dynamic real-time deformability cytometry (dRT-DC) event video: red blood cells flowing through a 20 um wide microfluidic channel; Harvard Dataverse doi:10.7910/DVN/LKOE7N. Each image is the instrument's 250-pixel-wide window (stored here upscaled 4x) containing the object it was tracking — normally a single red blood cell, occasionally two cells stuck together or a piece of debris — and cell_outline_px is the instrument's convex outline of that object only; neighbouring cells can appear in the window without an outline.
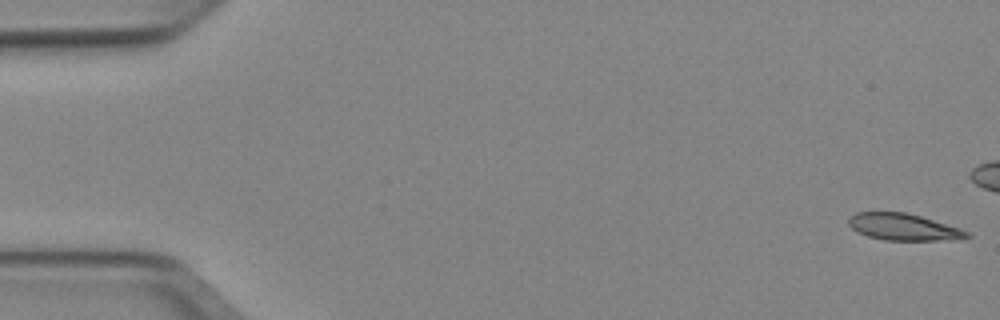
{"species": "Egyptian fruit bat (a non-hibernating species)", "species_latin": "Rousettus aegyptiacus", "temperature_condition": "cold", "stored_images_in_passage": 13, "camera_frame_rate_fps": 3000, "um_per_image_px": 0.085, "animal": {"sex": "female"}, "frame": {"image": 1, "passage_image": 1, "time_ms": 0.0, "image_size_px": [1000, 320], "cell_outline_px": [[972, 236], [940, 240], [884, 240], [868, 236], [856, 232], [848, 224], [848, 220], [856, 212], [904, 212], [920, 216], [960, 228], [968, 232]], "centroid_in_image_um": [76.74, 19.29], "position_along_channel_um": 8.3, "area_um2": 18.15}}